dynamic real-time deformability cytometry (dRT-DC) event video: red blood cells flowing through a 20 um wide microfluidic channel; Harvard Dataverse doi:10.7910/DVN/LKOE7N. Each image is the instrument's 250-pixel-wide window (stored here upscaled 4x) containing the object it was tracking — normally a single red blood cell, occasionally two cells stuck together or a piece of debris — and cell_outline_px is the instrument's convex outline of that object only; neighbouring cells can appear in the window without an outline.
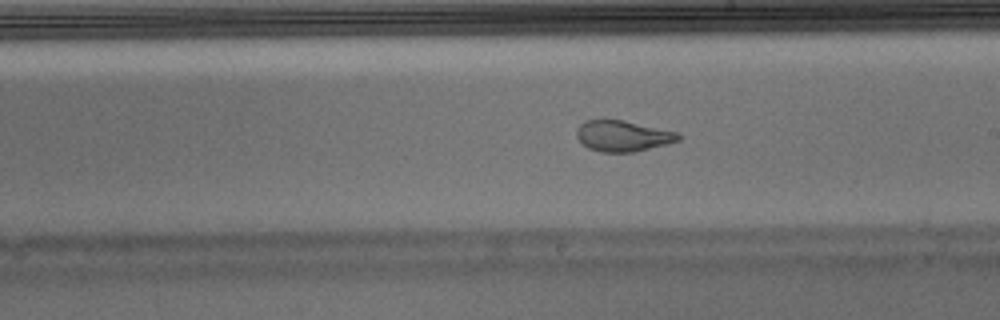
{"species": "Egyptian fruit bat (a non-hibernating species)", "species_latin": "Rousettus aegyptiacus", "temperature_condition": "warm", "stored_images_in_passage": 21, "camera_frame_rate_fps": 3000, "um_per_image_px": 0.085, "animal": {"sex": "male"}, "frame": {"image": 1, "passage_image": 10, "time_ms": 3.0, "image_size_px": [1000, 320], "cell_outline_px": [[680, 140], [668, 144], [632, 152], [600, 152], [588, 148], [576, 136], [576, 128], [584, 120], [604, 116], [624, 120], [680, 132]], "centroid_in_image_um": [52.91, 11.5], "position_along_channel_um": 236.1, "area_um2": 19.02}}